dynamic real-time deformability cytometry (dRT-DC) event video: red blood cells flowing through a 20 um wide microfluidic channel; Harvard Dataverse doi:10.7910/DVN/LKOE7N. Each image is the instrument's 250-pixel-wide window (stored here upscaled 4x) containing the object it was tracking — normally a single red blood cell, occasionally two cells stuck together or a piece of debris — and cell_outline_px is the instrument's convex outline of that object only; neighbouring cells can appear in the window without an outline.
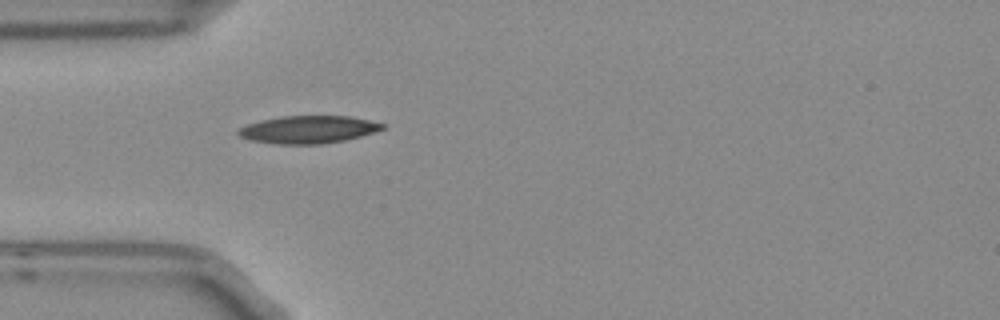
{"species": "Egyptian fruit bat (a non-hibernating species)", "species_latin": "Rousettus aegyptiacus", "temperature_condition": "room temperature", "stored_images_in_passage": 1, "camera_frame_rate_fps": 3000, "um_per_image_px": 0.085, "frame": {"image": 1, "passage_image": 1, "time_ms": 0.0, "image_size_px": [1000, 320], "cell_outline_px": [[384, 128], [360, 136], [344, 140], [320, 144], [276, 144], [252, 140], [240, 136], [236, 132], [240, 128], [248, 124], [260, 120], [280, 116], [352, 116], [384, 124]], "centroid_in_image_um": [26.17, 11.0], "position_along_channel_um": 58.8, "area_um2": 22.95}}